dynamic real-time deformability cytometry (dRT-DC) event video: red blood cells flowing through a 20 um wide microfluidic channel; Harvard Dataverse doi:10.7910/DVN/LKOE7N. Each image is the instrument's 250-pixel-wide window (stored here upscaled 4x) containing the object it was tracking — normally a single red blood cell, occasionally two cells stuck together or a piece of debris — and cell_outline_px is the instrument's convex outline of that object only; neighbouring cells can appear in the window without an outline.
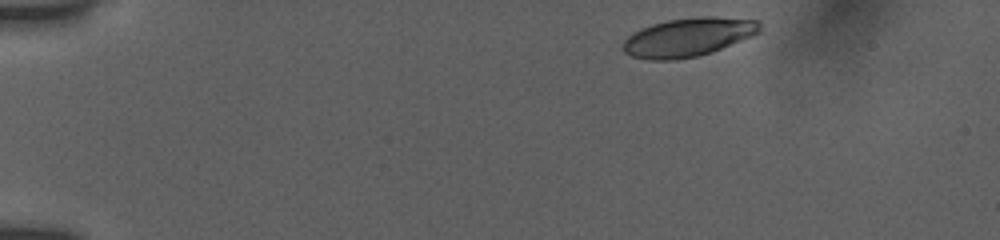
{"species": "human", "species_latin": "Homo sapiens", "temperature_condition": "room temperature", "stored_images_in_passage": 6, "camera_frame_rate_fps": 3000, "um_per_image_px": 0.085, "donor": {"sex": "female"}, "frame": {"image": 1, "passage_image": 1, "time_ms": 0.0, "image_size_px": [1000, 240], "cell_outline_px": [[760, 32], [752, 36], [712, 52], [696, 56], [676, 60], [648, 60], [632, 56], [624, 52], [624, 40], [632, 32], [640, 28], [652, 24], [668, 20], [700, 16], [712, 16], [760, 20]], "centroid_in_image_um": [58.5, 3.15], "position_along_channel_um": 26.5, "area_um2": 30.87}}
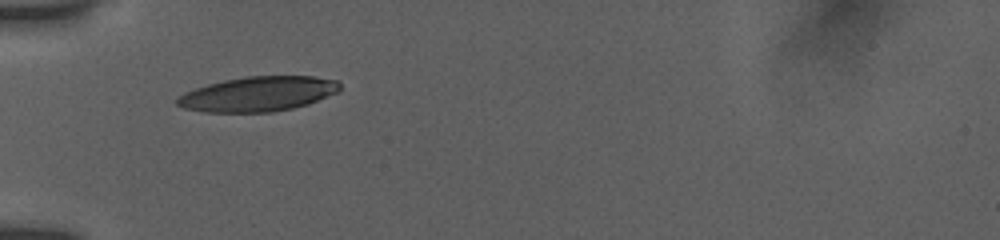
{"frame": {"image": 2, "passage_image": 5, "time_ms": 3.333, "image_size_px": [1000, 240], "cell_outline_px": [[340, 92], [308, 104], [292, 108], [272, 112], [204, 112], [184, 108], [176, 104], [176, 100], [184, 92], [208, 84], [224, 80], [244, 76], [312, 76], [340, 80]], "centroid_in_image_um": [21.98, 7.98], "position_along_channel_um": 63.0, "area_um2": 33.18}}
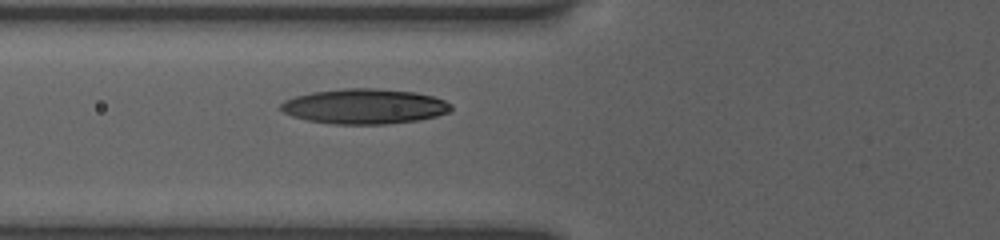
{"frame": {"image": 3, "passage_image": 6, "time_ms": 4.333, "image_size_px": [1000, 240], "cell_outline_px": [[452, 108], [448, 112], [436, 116], [420, 120], [384, 124], [332, 124], [308, 120], [292, 116], [284, 112], [280, 108], [280, 104], [284, 100], [296, 96], [312, 92], [344, 88], [376, 88], [416, 92], [432, 96], [444, 100], [452, 104]], "centroid_in_image_um": [30.99, 9.04], "position_along_channel_um": 94.8, "area_um2": 34.85}}